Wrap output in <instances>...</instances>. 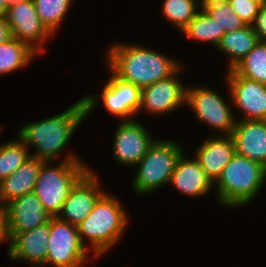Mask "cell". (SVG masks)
I'll list each match as a JSON object with an SVG mask.
<instances>
[{
    "label": "cell",
    "mask_w": 266,
    "mask_h": 267,
    "mask_svg": "<svg viewBox=\"0 0 266 267\" xmlns=\"http://www.w3.org/2000/svg\"><path fill=\"white\" fill-rule=\"evenodd\" d=\"M97 105V96L87 95L62 113L28 123L19 129L18 137L24 144L36 148L31 157L54 161L65 150L76 128Z\"/></svg>",
    "instance_id": "cell-1"
},
{
    "label": "cell",
    "mask_w": 266,
    "mask_h": 267,
    "mask_svg": "<svg viewBox=\"0 0 266 267\" xmlns=\"http://www.w3.org/2000/svg\"><path fill=\"white\" fill-rule=\"evenodd\" d=\"M108 50L109 69L141 89L168 78L180 67L176 60L142 45L116 43Z\"/></svg>",
    "instance_id": "cell-2"
},
{
    "label": "cell",
    "mask_w": 266,
    "mask_h": 267,
    "mask_svg": "<svg viewBox=\"0 0 266 267\" xmlns=\"http://www.w3.org/2000/svg\"><path fill=\"white\" fill-rule=\"evenodd\" d=\"M117 197L104 193L95 203L89 216L77 225L81 242L87 239L94 257H99L121 240L128 224L126 210ZM84 237V238H83Z\"/></svg>",
    "instance_id": "cell-3"
},
{
    "label": "cell",
    "mask_w": 266,
    "mask_h": 267,
    "mask_svg": "<svg viewBox=\"0 0 266 267\" xmlns=\"http://www.w3.org/2000/svg\"><path fill=\"white\" fill-rule=\"evenodd\" d=\"M265 181V167L235 153L214 182L219 204L225 208L248 205L256 198Z\"/></svg>",
    "instance_id": "cell-4"
},
{
    "label": "cell",
    "mask_w": 266,
    "mask_h": 267,
    "mask_svg": "<svg viewBox=\"0 0 266 267\" xmlns=\"http://www.w3.org/2000/svg\"><path fill=\"white\" fill-rule=\"evenodd\" d=\"M50 162L42 163L34 193L50 216L57 217L70 189L89 168L76 155L70 153L59 165L52 166Z\"/></svg>",
    "instance_id": "cell-5"
},
{
    "label": "cell",
    "mask_w": 266,
    "mask_h": 267,
    "mask_svg": "<svg viewBox=\"0 0 266 267\" xmlns=\"http://www.w3.org/2000/svg\"><path fill=\"white\" fill-rule=\"evenodd\" d=\"M181 145L173 141H154L147 153L135 165L138 167L133 189L135 193L147 194L170 182L177 161L184 153Z\"/></svg>",
    "instance_id": "cell-6"
},
{
    "label": "cell",
    "mask_w": 266,
    "mask_h": 267,
    "mask_svg": "<svg viewBox=\"0 0 266 267\" xmlns=\"http://www.w3.org/2000/svg\"><path fill=\"white\" fill-rule=\"evenodd\" d=\"M47 264L54 267H82L88 249L81 242L77 226L58 217L50 218Z\"/></svg>",
    "instance_id": "cell-7"
},
{
    "label": "cell",
    "mask_w": 266,
    "mask_h": 267,
    "mask_svg": "<svg viewBox=\"0 0 266 267\" xmlns=\"http://www.w3.org/2000/svg\"><path fill=\"white\" fill-rule=\"evenodd\" d=\"M186 105L195 112L198 121L205 122L224 135H230L236 124L227 102L212 89L205 87L186 89Z\"/></svg>",
    "instance_id": "cell-8"
},
{
    "label": "cell",
    "mask_w": 266,
    "mask_h": 267,
    "mask_svg": "<svg viewBox=\"0 0 266 267\" xmlns=\"http://www.w3.org/2000/svg\"><path fill=\"white\" fill-rule=\"evenodd\" d=\"M5 19L14 39L28 44L37 53L44 52L43 43L52 33L38 17L33 0L9 5Z\"/></svg>",
    "instance_id": "cell-9"
},
{
    "label": "cell",
    "mask_w": 266,
    "mask_h": 267,
    "mask_svg": "<svg viewBox=\"0 0 266 267\" xmlns=\"http://www.w3.org/2000/svg\"><path fill=\"white\" fill-rule=\"evenodd\" d=\"M95 173L89 169L70 189L57 215L60 220L77 226L89 216L97 200L105 193L99 188L100 181Z\"/></svg>",
    "instance_id": "cell-10"
},
{
    "label": "cell",
    "mask_w": 266,
    "mask_h": 267,
    "mask_svg": "<svg viewBox=\"0 0 266 267\" xmlns=\"http://www.w3.org/2000/svg\"><path fill=\"white\" fill-rule=\"evenodd\" d=\"M227 74L231 102L245 114L241 120H266V85L241 77L232 69Z\"/></svg>",
    "instance_id": "cell-11"
},
{
    "label": "cell",
    "mask_w": 266,
    "mask_h": 267,
    "mask_svg": "<svg viewBox=\"0 0 266 267\" xmlns=\"http://www.w3.org/2000/svg\"><path fill=\"white\" fill-rule=\"evenodd\" d=\"M181 66L168 78L159 80L141 91L139 111L144 108L151 114H167L186 103L185 85L177 78Z\"/></svg>",
    "instance_id": "cell-12"
},
{
    "label": "cell",
    "mask_w": 266,
    "mask_h": 267,
    "mask_svg": "<svg viewBox=\"0 0 266 267\" xmlns=\"http://www.w3.org/2000/svg\"><path fill=\"white\" fill-rule=\"evenodd\" d=\"M149 131L137 121H123L114 135V157L118 164L135 166L154 143Z\"/></svg>",
    "instance_id": "cell-13"
},
{
    "label": "cell",
    "mask_w": 266,
    "mask_h": 267,
    "mask_svg": "<svg viewBox=\"0 0 266 267\" xmlns=\"http://www.w3.org/2000/svg\"><path fill=\"white\" fill-rule=\"evenodd\" d=\"M8 235H16L48 223L50 214L34 192L10 200L4 205Z\"/></svg>",
    "instance_id": "cell-14"
},
{
    "label": "cell",
    "mask_w": 266,
    "mask_h": 267,
    "mask_svg": "<svg viewBox=\"0 0 266 267\" xmlns=\"http://www.w3.org/2000/svg\"><path fill=\"white\" fill-rule=\"evenodd\" d=\"M110 73V79L101 93L103 107L115 117L131 121L129 118H133L139 112L142 89L118 78L112 71Z\"/></svg>",
    "instance_id": "cell-15"
},
{
    "label": "cell",
    "mask_w": 266,
    "mask_h": 267,
    "mask_svg": "<svg viewBox=\"0 0 266 267\" xmlns=\"http://www.w3.org/2000/svg\"><path fill=\"white\" fill-rule=\"evenodd\" d=\"M50 220L34 229L8 235V256L11 260H22L37 267L47 264Z\"/></svg>",
    "instance_id": "cell-16"
},
{
    "label": "cell",
    "mask_w": 266,
    "mask_h": 267,
    "mask_svg": "<svg viewBox=\"0 0 266 267\" xmlns=\"http://www.w3.org/2000/svg\"><path fill=\"white\" fill-rule=\"evenodd\" d=\"M230 135L236 154L266 168V120L237 119Z\"/></svg>",
    "instance_id": "cell-17"
},
{
    "label": "cell",
    "mask_w": 266,
    "mask_h": 267,
    "mask_svg": "<svg viewBox=\"0 0 266 267\" xmlns=\"http://www.w3.org/2000/svg\"><path fill=\"white\" fill-rule=\"evenodd\" d=\"M235 153L231 135H223L204 141L197 149L195 159L214 183Z\"/></svg>",
    "instance_id": "cell-18"
},
{
    "label": "cell",
    "mask_w": 266,
    "mask_h": 267,
    "mask_svg": "<svg viewBox=\"0 0 266 267\" xmlns=\"http://www.w3.org/2000/svg\"><path fill=\"white\" fill-rule=\"evenodd\" d=\"M170 183L181 193L197 198L207 194L214 185L198 161L186 158L184 153L177 161Z\"/></svg>",
    "instance_id": "cell-19"
},
{
    "label": "cell",
    "mask_w": 266,
    "mask_h": 267,
    "mask_svg": "<svg viewBox=\"0 0 266 267\" xmlns=\"http://www.w3.org/2000/svg\"><path fill=\"white\" fill-rule=\"evenodd\" d=\"M43 162L30 156L14 173L3 179L0 182V205L4 206L14 198L34 192Z\"/></svg>",
    "instance_id": "cell-20"
},
{
    "label": "cell",
    "mask_w": 266,
    "mask_h": 267,
    "mask_svg": "<svg viewBox=\"0 0 266 267\" xmlns=\"http://www.w3.org/2000/svg\"><path fill=\"white\" fill-rule=\"evenodd\" d=\"M259 42L258 36L250 25L240 30L225 33L216 46L230 57L228 70L242 60Z\"/></svg>",
    "instance_id": "cell-21"
},
{
    "label": "cell",
    "mask_w": 266,
    "mask_h": 267,
    "mask_svg": "<svg viewBox=\"0 0 266 267\" xmlns=\"http://www.w3.org/2000/svg\"><path fill=\"white\" fill-rule=\"evenodd\" d=\"M38 54L28 44L14 38L0 45V75L15 72L28 65Z\"/></svg>",
    "instance_id": "cell-22"
},
{
    "label": "cell",
    "mask_w": 266,
    "mask_h": 267,
    "mask_svg": "<svg viewBox=\"0 0 266 267\" xmlns=\"http://www.w3.org/2000/svg\"><path fill=\"white\" fill-rule=\"evenodd\" d=\"M232 70L241 77L266 85V42L259 41Z\"/></svg>",
    "instance_id": "cell-23"
},
{
    "label": "cell",
    "mask_w": 266,
    "mask_h": 267,
    "mask_svg": "<svg viewBox=\"0 0 266 267\" xmlns=\"http://www.w3.org/2000/svg\"><path fill=\"white\" fill-rule=\"evenodd\" d=\"M201 10L208 14L225 33L237 31L247 26L233 11L228 0H201Z\"/></svg>",
    "instance_id": "cell-24"
},
{
    "label": "cell",
    "mask_w": 266,
    "mask_h": 267,
    "mask_svg": "<svg viewBox=\"0 0 266 267\" xmlns=\"http://www.w3.org/2000/svg\"><path fill=\"white\" fill-rule=\"evenodd\" d=\"M188 38L209 42L216 47L225 35V31L208 14L202 10L197 13L193 20L182 30Z\"/></svg>",
    "instance_id": "cell-25"
},
{
    "label": "cell",
    "mask_w": 266,
    "mask_h": 267,
    "mask_svg": "<svg viewBox=\"0 0 266 267\" xmlns=\"http://www.w3.org/2000/svg\"><path fill=\"white\" fill-rule=\"evenodd\" d=\"M28 148L19 137L15 142L0 145V182L30 157Z\"/></svg>",
    "instance_id": "cell-26"
},
{
    "label": "cell",
    "mask_w": 266,
    "mask_h": 267,
    "mask_svg": "<svg viewBox=\"0 0 266 267\" xmlns=\"http://www.w3.org/2000/svg\"><path fill=\"white\" fill-rule=\"evenodd\" d=\"M38 17L52 33L57 30L66 17L72 0H33Z\"/></svg>",
    "instance_id": "cell-27"
},
{
    "label": "cell",
    "mask_w": 266,
    "mask_h": 267,
    "mask_svg": "<svg viewBox=\"0 0 266 267\" xmlns=\"http://www.w3.org/2000/svg\"><path fill=\"white\" fill-rule=\"evenodd\" d=\"M162 14L181 32L197 15L196 0H164Z\"/></svg>",
    "instance_id": "cell-28"
},
{
    "label": "cell",
    "mask_w": 266,
    "mask_h": 267,
    "mask_svg": "<svg viewBox=\"0 0 266 267\" xmlns=\"http://www.w3.org/2000/svg\"><path fill=\"white\" fill-rule=\"evenodd\" d=\"M233 11L244 21L246 25H251L256 18L260 4L252 0H228Z\"/></svg>",
    "instance_id": "cell-29"
},
{
    "label": "cell",
    "mask_w": 266,
    "mask_h": 267,
    "mask_svg": "<svg viewBox=\"0 0 266 267\" xmlns=\"http://www.w3.org/2000/svg\"><path fill=\"white\" fill-rule=\"evenodd\" d=\"M259 41L266 42V3L261 5L259 12L250 25Z\"/></svg>",
    "instance_id": "cell-30"
},
{
    "label": "cell",
    "mask_w": 266,
    "mask_h": 267,
    "mask_svg": "<svg viewBox=\"0 0 266 267\" xmlns=\"http://www.w3.org/2000/svg\"><path fill=\"white\" fill-rule=\"evenodd\" d=\"M12 32L9 24L6 22L5 17H0V45L12 39Z\"/></svg>",
    "instance_id": "cell-31"
},
{
    "label": "cell",
    "mask_w": 266,
    "mask_h": 267,
    "mask_svg": "<svg viewBox=\"0 0 266 267\" xmlns=\"http://www.w3.org/2000/svg\"><path fill=\"white\" fill-rule=\"evenodd\" d=\"M9 240L6 226V211L3 205H0V243Z\"/></svg>",
    "instance_id": "cell-32"
},
{
    "label": "cell",
    "mask_w": 266,
    "mask_h": 267,
    "mask_svg": "<svg viewBox=\"0 0 266 267\" xmlns=\"http://www.w3.org/2000/svg\"><path fill=\"white\" fill-rule=\"evenodd\" d=\"M8 4L6 0H0V17H5Z\"/></svg>",
    "instance_id": "cell-33"
},
{
    "label": "cell",
    "mask_w": 266,
    "mask_h": 267,
    "mask_svg": "<svg viewBox=\"0 0 266 267\" xmlns=\"http://www.w3.org/2000/svg\"><path fill=\"white\" fill-rule=\"evenodd\" d=\"M6 1H7V4L9 6V5H12V4H15V3H19V2H24V1H27V0H6Z\"/></svg>",
    "instance_id": "cell-34"
},
{
    "label": "cell",
    "mask_w": 266,
    "mask_h": 267,
    "mask_svg": "<svg viewBox=\"0 0 266 267\" xmlns=\"http://www.w3.org/2000/svg\"><path fill=\"white\" fill-rule=\"evenodd\" d=\"M252 1L256 2V3L260 4V5H263V4L266 3V0H252Z\"/></svg>",
    "instance_id": "cell-35"
}]
</instances>
